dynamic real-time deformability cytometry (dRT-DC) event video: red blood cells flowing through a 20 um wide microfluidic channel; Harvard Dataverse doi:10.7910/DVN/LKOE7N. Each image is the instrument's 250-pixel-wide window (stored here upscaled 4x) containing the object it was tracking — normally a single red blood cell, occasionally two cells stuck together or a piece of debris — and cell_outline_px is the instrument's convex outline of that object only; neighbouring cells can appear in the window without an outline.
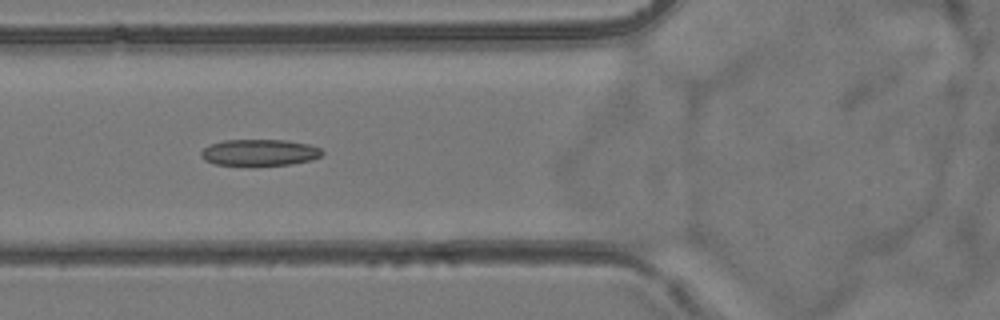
{"species": "common noctule bat (a hibernating species)", "species_latin": "Nyctalus noctula", "temperature_condition": "room temperature", "stored_images_in_passage": 6, "camera_frame_rate_fps": 3000, "um_per_image_px": 0.085, "animal": {"sex": "female", "body_mass_g": 24.6, "forearm_length_mm": 56.2}, "frame": {"image": 1, "passage_image": 3, "time_ms": 3.0, "image_size_px": [1000, 320], "cell_outline_px": [[324, 152], [320, 156], [312, 160], [292, 164], [216, 164], [204, 160], [200, 156], [200, 152], [208, 144], [224, 140], [288, 140], [308, 144], [320, 148]], "centroid_in_image_um": [22.05, 12.94], "position_along_channel_um": 103.7, "area_um2": 18.44}}
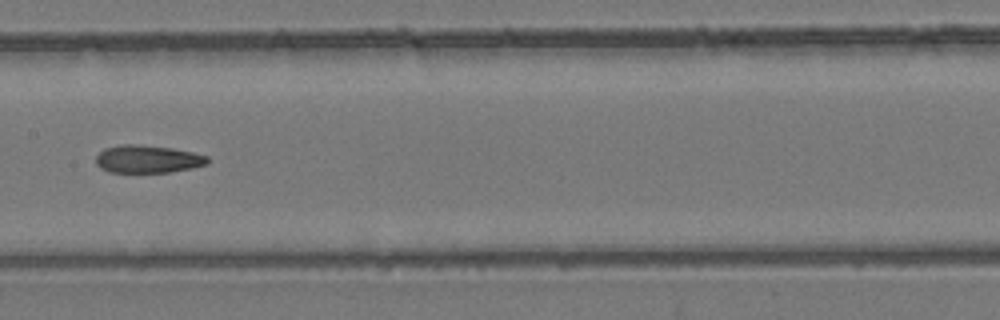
{"frame": {"image": 2, "passage_image": 5, "time_ms": 5.333, "image_size_px": [1000, 320], "cell_outline_px": [[208, 164], [192, 168], [168, 172], [108, 172], [100, 168], [96, 164], [96, 156], [104, 148], [120, 144], [136, 144], [172, 148], [192, 152], [208, 156]], "centroid_in_image_um": [12.53, 13.52], "position_along_channel_um": 194.9, "area_um2": 18.09}}
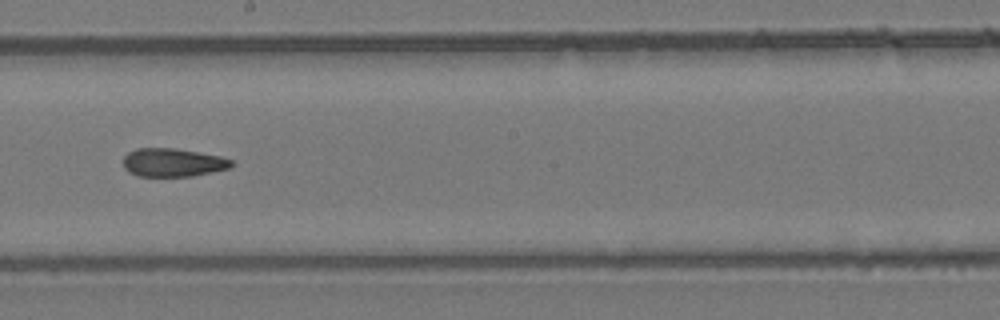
{"frame": {"image": 3, "passage_image": 6, "time_ms": 6.333, "image_size_px": [1000, 320], "cell_outline_px": [[236, 164], [232, 168], [192, 176], [140, 176], [128, 172], [124, 168], [124, 156], [128, 152], [136, 148], [172, 148], [220, 156], [232, 160]], "centroid_in_image_um": [14.72, 13.82], "position_along_channel_um": 233.5, "area_um2": 17.92}}